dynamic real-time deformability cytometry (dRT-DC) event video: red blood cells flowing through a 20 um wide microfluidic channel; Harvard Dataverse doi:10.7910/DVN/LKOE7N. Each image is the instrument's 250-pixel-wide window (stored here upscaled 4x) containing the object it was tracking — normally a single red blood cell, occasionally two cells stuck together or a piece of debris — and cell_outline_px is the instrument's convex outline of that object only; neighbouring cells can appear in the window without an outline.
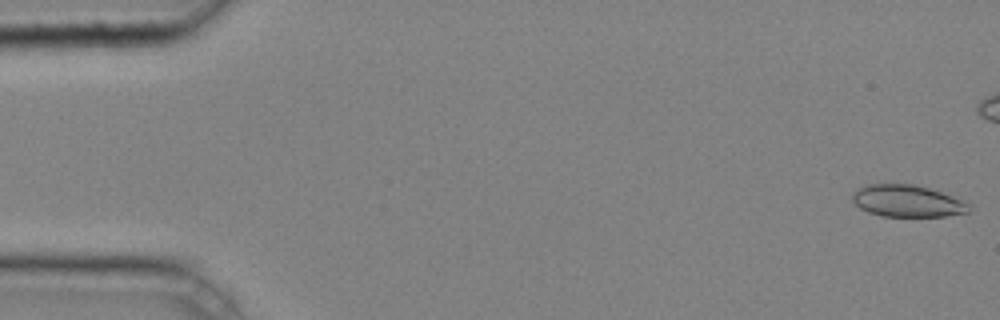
{"species": "common noctule bat (a hibernating species)", "species_latin": "Nyctalus noctula", "temperature_condition": "cold", "stored_images_in_passage": 38, "camera_frame_rate_fps": 3000, "um_per_image_px": 0.085, "animal": {"sex": "male", "body_mass_g": 20.4}, "frame": {"image": 1, "passage_image": 1, "time_ms": 0.0, "image_size_px": [1000, 320], "cell_outline_px": [[972, 204], [968, 212], [944, 216], [884, 216], [868, 212], [860, 208], [852, 200], [852, 192], [856, 188], [868, 184], [912, 184], [928, 188], [968, 200]], "centroid_in_image_um": [77.15, 17.08], "position_along_channel_um": 7.8, "area_um2": 21.91}}
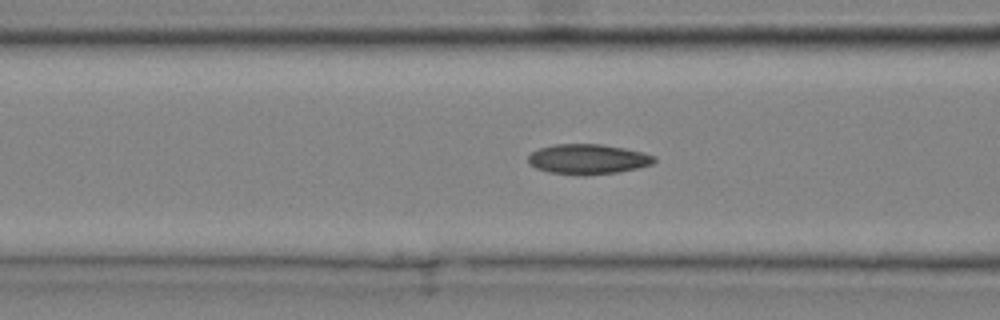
{"frame": {"image": 2, "passage_image": 18, "time_ms": 5.667, "image_size_px": [1000, 320], "cell_outline_px": [[656, 160], [652, 164], [636, 168], [616, 172], [584, 176], [548, 172], [536, 168], [528, 164], [528, 156], [532, 152], [540, 148], [556, 144], [600, 144], [624, 148], [644, 152], [656, 156]], "centroid_in_image_um": [49.96, 13.53], "position_along_channel_um": 116.6, "area_um2": 22.14}}
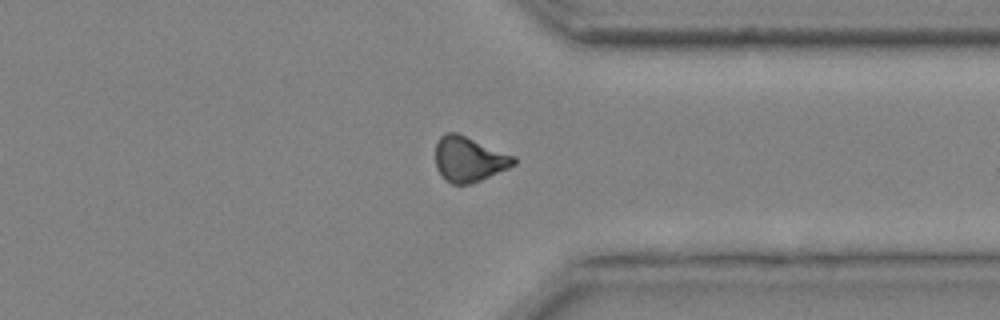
{"frame": {"image": 3, "passage_image": 36, "time_ms": 11.667, "image_size_px": [1000, 320], "cell_outline_px": [[516, 164], [508, 168], [480, 180], [468, 184], [452, 184], [444, 180], [440, 176], [436, 168], [436, 144], [440, 136], [444, 132], [456, 132], [516, 156]], "centroid_in_image_um": [39.84, 13.53], "position_along_channel_um": 371.6, "area_um2": 20.69}}